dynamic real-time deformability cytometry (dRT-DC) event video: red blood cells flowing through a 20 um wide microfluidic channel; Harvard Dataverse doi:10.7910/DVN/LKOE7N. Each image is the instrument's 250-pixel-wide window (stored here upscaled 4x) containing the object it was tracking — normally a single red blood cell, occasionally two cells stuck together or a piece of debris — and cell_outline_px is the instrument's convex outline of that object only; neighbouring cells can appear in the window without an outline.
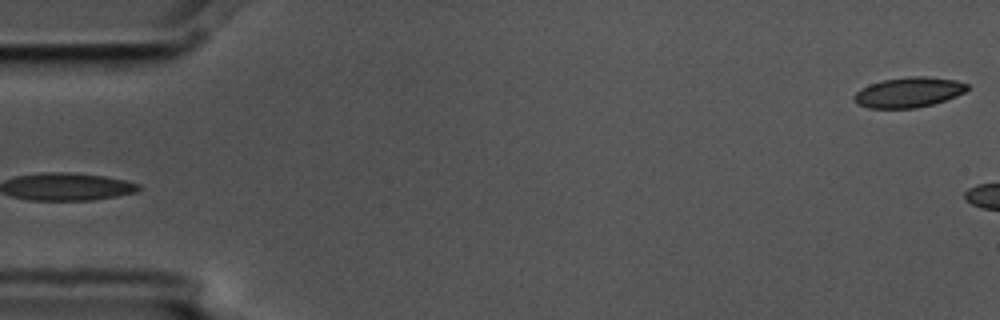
{"species": "common noctule bat (a hibernating species)", "species_latin": "Nyctalus noctula", "temperature_condition": "cold", "stored_images_in_passage": 4, "camera_frame_rate_fps": 3000, "um_per_image_px": 0.085, "animal": {"sex": "male", "body_mass_g": 17.5, "forearm_length_mm": 52.3}, "frame": {"image": 1, "passage_image": 4, "time_ms": 1.0, "image_size_px": [1000, 320], "cell_outline_px": [[968, 88], [964, 92], [956, 96], [932, 104], [916, 108], [868, 108], [856, 104], [852, 100], [852, 96], [860, 88], [884, 80], [908, 76], [924, 76], [956, 80], [968, 84]], "centroid_in_image_um": [77.19, 7.85], "position_along_channel_um": 7.8, "area_um2": 19.88}}